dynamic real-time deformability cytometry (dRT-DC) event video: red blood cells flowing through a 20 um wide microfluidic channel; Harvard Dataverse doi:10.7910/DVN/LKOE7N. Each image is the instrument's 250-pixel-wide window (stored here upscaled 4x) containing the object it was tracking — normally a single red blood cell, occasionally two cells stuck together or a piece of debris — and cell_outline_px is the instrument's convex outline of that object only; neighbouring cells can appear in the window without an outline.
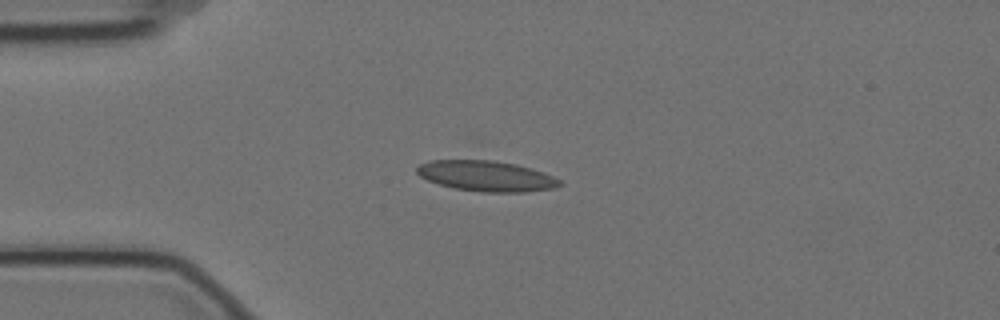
{"species": "Egyptian fruit bat (a non-hibernating species)", "species_latin": "Rousettus aegyptiacus", "temperature_condition": "cold", "stored_images_in_passage": 9, "camera_frame_rate_fps": 3000, "um_per_image_px": 0.085, "animal": {"sex": "female"}, "frame": {"image": 1, "passage_image": 2, "time_ms": 0.333, "image_size_px": [1000, 320], "cell_outline_px": [[564, 184], [552, 188], [524, 192], [480, 192], [452, 188], [428, 180], [420, 176], [416, 172], [416, 168], [420, 164], [428, 160], [492, 160], [516, 164], [532, 168], [544, 172], [560, 180]], "centroid_in_image_um": [41.33, 14.96], "position_along_channel_um": 43.7, "area_um2": 25.49}}
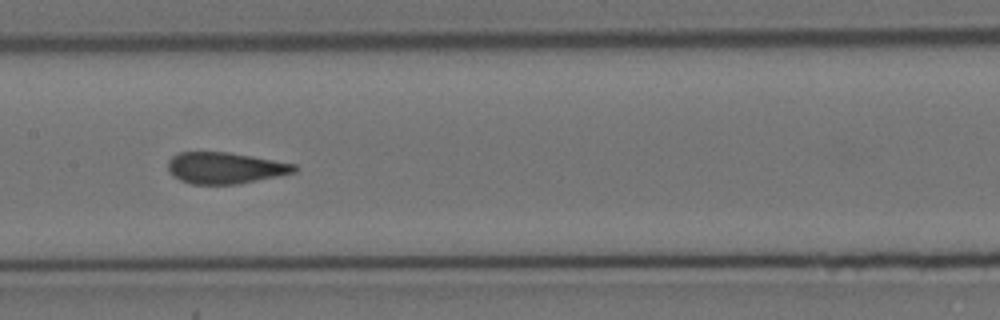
{"frame": {"image": 2, "passage_image": 6, "time_ms": 1.667, "image_size_px": [1000, 320], "cell_outline_px": [[296, 172], [236, 184], [192, 184], [180, 180], [172, 176], [168, 172], [168, 160], [172, 156], [180, 152], [228, 152], [252, 156], [296, 164]], "centroid_in_image_um": [19.09, 14.27], "position_along_channel_um": 188.3, "area_um2": 23.0}}
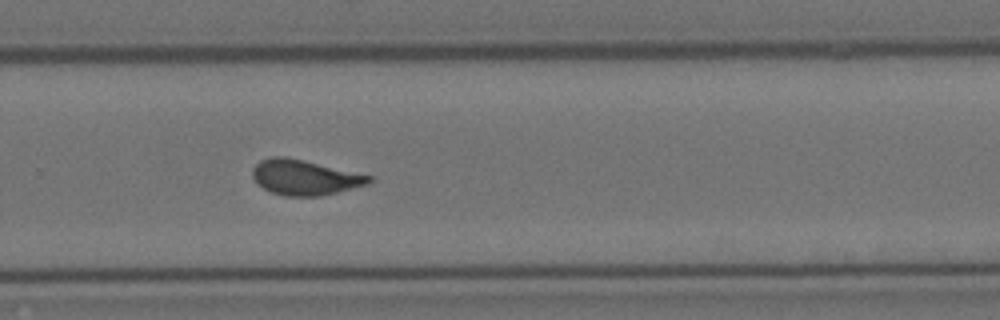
{"frame": {"image": 3, "passage_image": 9, "time_ms": 2.667, "image_size_px": [1000, 320], "cell_outline_px": [[372, 184], [320, 196], [284, 196], [272, 192], [256, 184], [252, 176], [252, 168], [260, 160], [272, 156], [284, 156], [304, 160], [372, 176]], "centroid_in_image_um": [25.9, 15.08], "position_along_channel_um": 303.9, "area_um2": 24.04}}